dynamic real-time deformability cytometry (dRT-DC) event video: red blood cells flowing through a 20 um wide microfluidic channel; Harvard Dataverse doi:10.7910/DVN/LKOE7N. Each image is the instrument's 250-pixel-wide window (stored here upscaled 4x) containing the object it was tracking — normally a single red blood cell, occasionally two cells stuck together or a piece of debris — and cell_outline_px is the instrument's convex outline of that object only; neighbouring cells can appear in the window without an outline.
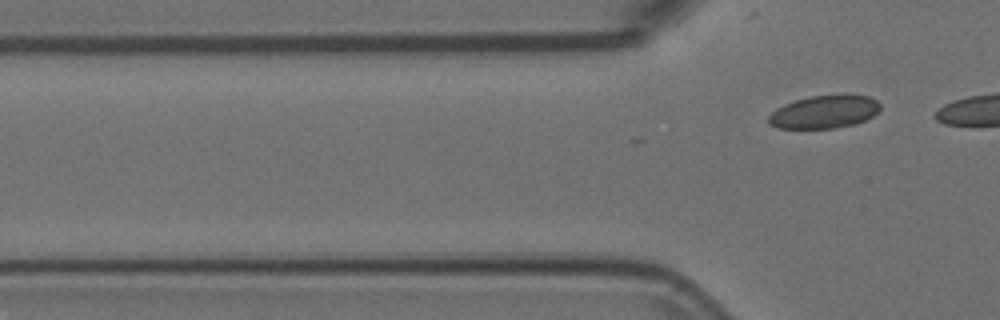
{"species": "Egyptian fruit bat (a non-hibernating species)", "species_latin": "Rousettus aegyptiacus", "temperature_condition": "room temperature", "stored_images_in_passage": 2, "camera_frame_rate_fps": 3000, "um_per_image_px": 0.085, "animal": {"sex": "female"}, "frame": {"image": 1, "passage_image": 2, "time_ms": 0.333, "image_size_px": [1000, 320], "cell_outline_px": [[880, 108], [872, 116], [856, 124], [836, 128], [776, 128], [768, 124], [768, 116], [776, 108], [784, 104], [808, 96], [844, 92], [868, 96], [876, 100], [880, 104]], "centroid_in_image_um": [70.07, 9.47], "position_along_channel_um": 55.7, "area_um2": 22.02}}